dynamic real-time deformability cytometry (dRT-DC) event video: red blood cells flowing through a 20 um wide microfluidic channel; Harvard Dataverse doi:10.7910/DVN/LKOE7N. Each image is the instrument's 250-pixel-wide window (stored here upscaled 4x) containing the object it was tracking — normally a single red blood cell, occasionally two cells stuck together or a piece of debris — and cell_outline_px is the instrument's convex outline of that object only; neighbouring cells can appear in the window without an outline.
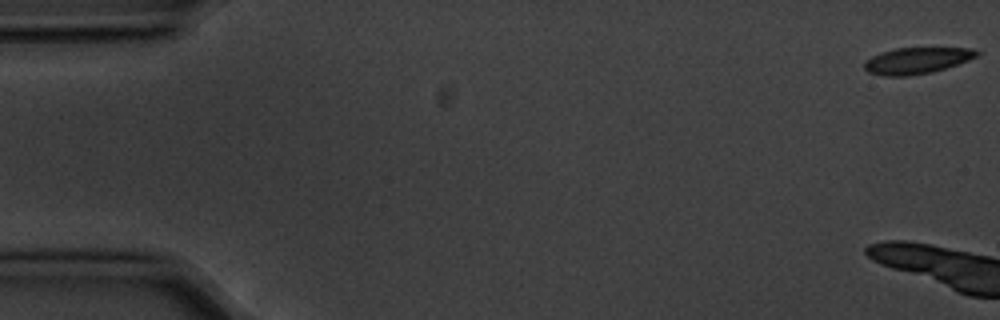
{"species": "common noctule bat (a hibernating species)", "species_latin": "Nyctalus noctula", "temperature_condition": "cold", "stored_images_in_passage": 7, "camera_frame_rate_fps": 3000, "um_per_image_px": 0.085, "animal": {"sex": "male", "body_mass_g": 20.1, "forearm_length_mm": 53.5}, "frame": {"image": 1, "passage_image": 1, "time_ms": 0.0, "image_size_px": [1000, 320], "cell_outline_px": [[980, 52], [976, 56], [968, 60], [932, 72], [908, 76], [884, 76], [868, 72], [864, 68], [864, 64], [872, 56], [880, 52], [896, 48], [976, 48]], "centroid_in_image_um": [77.92, 5.14], "position_along_channel_um": 7.1, "area_um2": 17.11}}